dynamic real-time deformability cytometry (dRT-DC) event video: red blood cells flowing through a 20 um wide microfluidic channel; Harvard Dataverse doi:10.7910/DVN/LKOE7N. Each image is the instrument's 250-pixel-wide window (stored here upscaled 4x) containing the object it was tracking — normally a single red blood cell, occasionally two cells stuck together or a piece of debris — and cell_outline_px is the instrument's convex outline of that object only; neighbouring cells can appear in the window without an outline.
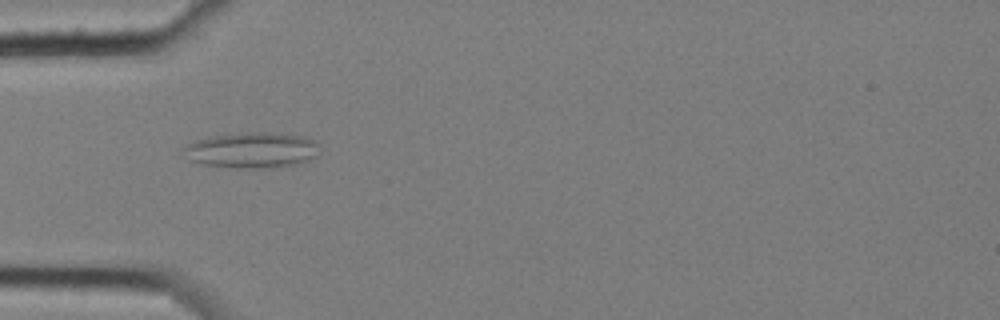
{"species": "common noctule bat (a hibernating species)", "species_latin": "Nyctalus noctula", "temperature_condition": "cold", "stored_images_in_passage": 7, "camera_frame_rate_fps": 3000, "um_per_image_px": 0.085, "animal": {"sex": "female", "body_mass_g": 25.1}, "frame": {"image": 1, "passage_image": 5, "time_ms": 1.333, "image_size_px": [1000, 320], "cell_outline_px": [[320, 152], [316, 156], [308, 160], [296, 164], [276, 168], [236, 168], [204, 164], [192, 160], [180, 148], [196, 140], [216, 136], [248, 132], [268, 132], [300, 136], [312, 140], [320, 144]], "centroid_in_image_um": [21.47, 12.77], "position_along_channel_um": 63.5, "area_um2": 28.15}}